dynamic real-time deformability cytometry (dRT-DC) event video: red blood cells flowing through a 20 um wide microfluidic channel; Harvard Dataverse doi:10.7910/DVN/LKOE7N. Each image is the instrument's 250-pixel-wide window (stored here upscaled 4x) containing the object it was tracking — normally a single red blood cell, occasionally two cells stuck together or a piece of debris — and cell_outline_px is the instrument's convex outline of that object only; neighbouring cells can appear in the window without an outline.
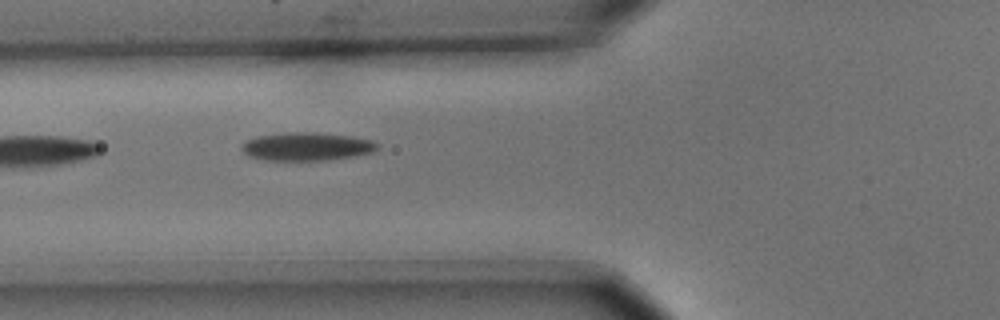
{"species": "common noctule bat (a hibernating species)", "species_latin": "Nyctalus noctula", "temperature_condition": "cold", "stored_images_in_passage": 6, "camera_frame_rate_fps": 3000, "um_per_image_px": 0.085, "animal": {"sex": "male", "body_mass_g": 15.6}, "frame": {"image": 1, "passage_image": 6, "time_ms": 1.667, "image_size_px": [1000, 320], "cell_outline_px": [[380, 148], [372, 152], [352, 156], [328, 160], [264, 160], [248, 156], [240, 148], [248, 140], [256, 136], [288, 132], [316, 132], [352, 136], [372, 140], [380, 144]], "centroid_in_image_um": [26.1, 12.45], "position_along_channel_um": 99.7, "area_um2": 22.37}}